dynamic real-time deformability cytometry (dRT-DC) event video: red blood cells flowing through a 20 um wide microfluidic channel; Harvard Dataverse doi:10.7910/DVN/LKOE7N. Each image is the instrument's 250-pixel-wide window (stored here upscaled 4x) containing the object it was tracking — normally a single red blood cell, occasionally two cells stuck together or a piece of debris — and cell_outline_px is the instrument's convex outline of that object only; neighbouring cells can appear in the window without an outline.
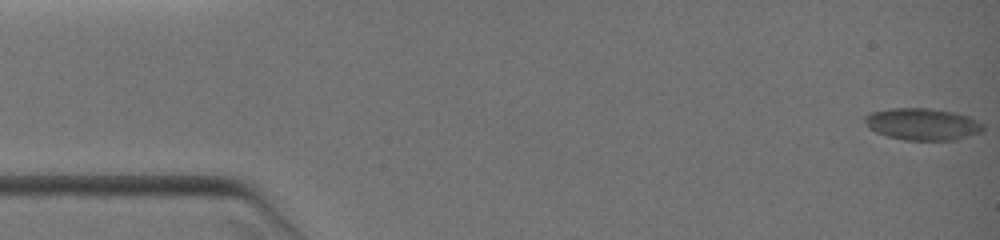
{"species": "common noctule bat (a hibernating species)", "species_latin": "Nyctalus noctula", "temperature_condition": "warm", "stored_images_in_passage": 27, "camera_frame_rate_fps": 3000, "um_per_image_px": 0.085, "animal": {"sex": "female", "body_mass_g": 19.0, "forearm_length_mm": 51.5}, "frame": {"image": 1, "passage_image": 1, "time_ms": 0.0, "image_size_px": [1000, 240], "cell_outline_px": [[984, 128], [980, 132], [956, 140], [904, 140], [888, 136], [876, 132], [868, 128], [864, 120], [864, 116], [872, 112], [888, 108], [928, 108], [956, 112], [968, 116], [984, 124]], "centroid_in_image_um": [78.4, 10.55], "position_along_channel_um": 6.6, "area_um2": 22.08}}
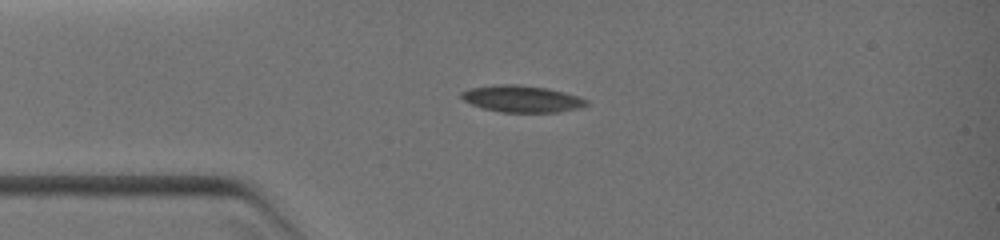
{"frame": {"image": 2, "passage_image": 20, "time_ms": 3.0, "image_size_px": [1000, 240], "cell_outline_px": [[588, 104], [580, 108], [560, 112], [500, 112], [484, 108], [472, 104], [464, 100], [460, 96], [460, 92], [468, 88], [496, 84], [520, 84], [548, 88], [564, 92], [588, 100]], "centroid_in_image_um": [44.34, 8.39], "position_along_channel_um": 40.7, "area_um2": 19.59}}
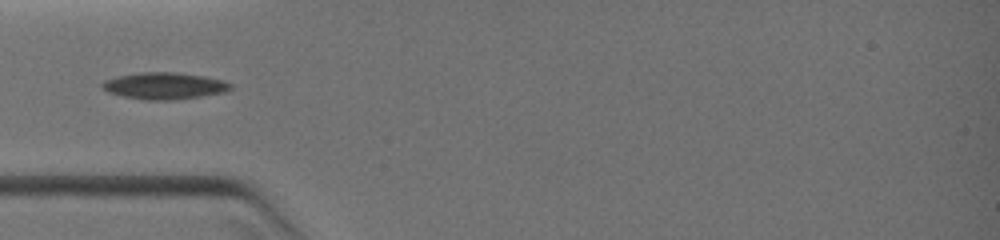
{"frame": {"image": 3, "passage_image": 26, "time_ms": 4.0, "image_size_px": [1000, 240], "cell_outline_px": [[232, 88], [224, 92], [200, 96], [172, 100], [144, 100], [124, 96], [108, 92], [100, 88], [100, 84], [104, 80], [120, 76], [140, 72], [176, 72], [204, 76], [224, 80], [232, 84]], "centroid_in_image_um": [13.96, 7.29], "position_along_channel_um": 71.0, "area_um2": 20.0}}